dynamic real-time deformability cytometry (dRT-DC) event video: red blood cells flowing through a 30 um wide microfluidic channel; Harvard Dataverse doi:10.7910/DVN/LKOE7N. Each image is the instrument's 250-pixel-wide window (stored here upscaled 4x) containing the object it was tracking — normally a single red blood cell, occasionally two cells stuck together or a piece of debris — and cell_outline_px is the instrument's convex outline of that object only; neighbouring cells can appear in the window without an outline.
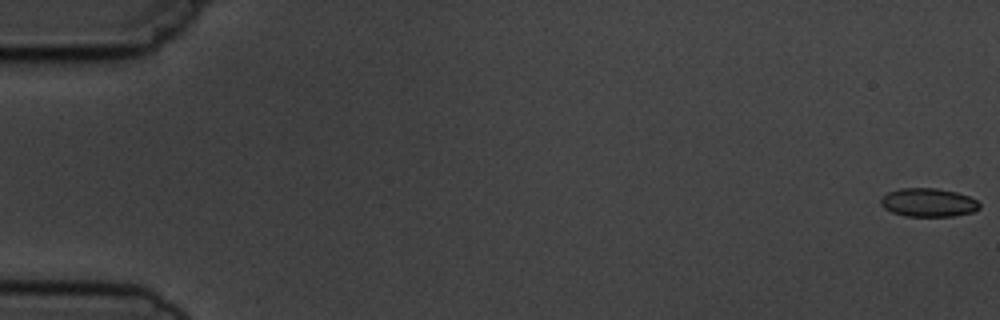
{"species": "common noctule bat (a hibernating species)", "species_latin": "Nyctalus noctula", "temperature_condition": "cold", "stored_images_in_passage": 5, "camera_frame_rate_fps": 3000, "um_per_image_px": 0.085, "animal": {"sex": "male", "body_mass_g": 19.5, "forearm_length_mm": 54.6}, "frame": {"image": 1, "passage_image": 1, "time_ms": 0.0, "image_size_px": [1000, 320], "cell_outline_px": [[980, 208], [972, 212], [952, 216], [904, 216], [892, 212], [884, 208], [880, 204], [880, 196], [888, 192], [900, 188], [936, 188], [956, 192], [968, 196], [976, 200], [980, 204]], "centroid_in_image_um": [78.87, 17.21], "position_along_channel_um": 6.1, "area_um2": 16.47}}
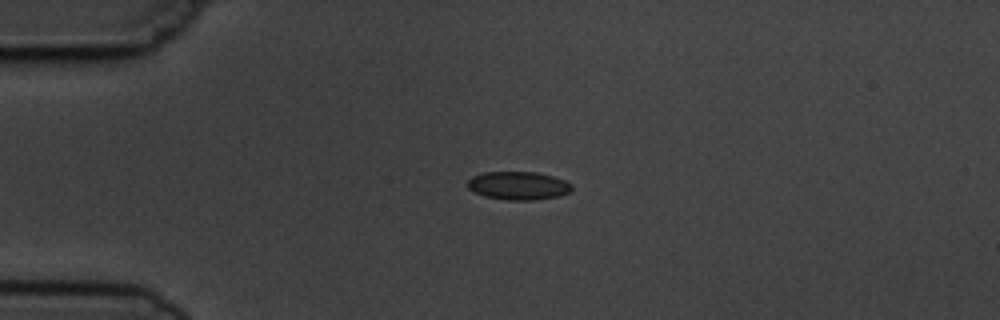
{"frame": {"image": 2, "passage_image": 4, "time_ms": 4.333, "image_size_px": [1000, 320], "cell_outline_px": [[572, 192], [560, 196], [532, 200], [508, 200], [484, 196], [468, 188], [464, 184], [472, 176], [484, 172], [536, 172], [552, 176], [564, 180], [572, 184]], "centroid_in_image_um": [44.06, 15.78], "position_along_channel_um": 40.9, "area_um2": 17.28}}